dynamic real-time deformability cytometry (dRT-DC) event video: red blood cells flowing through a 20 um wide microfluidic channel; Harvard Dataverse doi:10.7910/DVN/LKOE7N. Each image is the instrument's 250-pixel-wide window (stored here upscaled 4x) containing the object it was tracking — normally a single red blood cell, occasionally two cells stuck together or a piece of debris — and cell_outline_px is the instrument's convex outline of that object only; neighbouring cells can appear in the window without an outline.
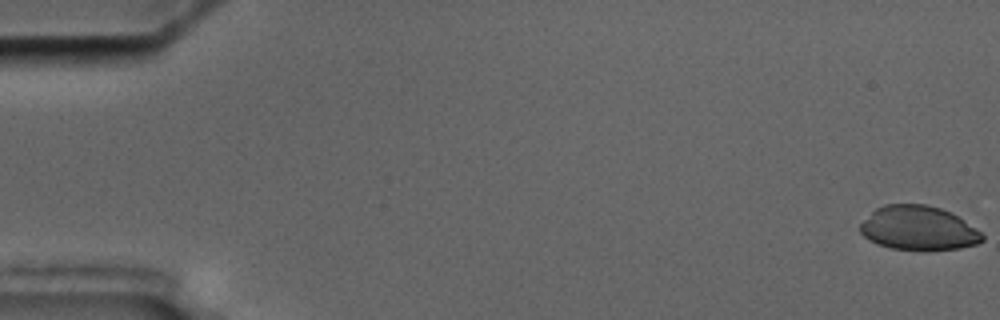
{"species": "common noctule bat (a hibernating species)", "species_latin": "Nyctalus noctula", "temperature_condition": "cold", "stored_images_in_passage": 58, "camera_frame_rate_fps": 3000, "um_per_image_px": 0.085, "animal": {"sex": "male", "body_mass_g": 17.5, "forearm_length_mm": 52.3}, "frame": {"image": 1, "passage_image": 1, "time_ms": 0.0, "image_size_px": [1000, 320], "cell_outline_px": [[984, 240], [976, 244], [960, 248], [924, 252], [892, 248], [876, 244], [868, 240], [860, 232], [860, 224], [876, 208], [884, 204], [924, 204], [940, 208], [952, 212], [964, 220], [980, 232], [984, 236]], "centroid_in_image_um": [78.07, 19.42], "position_along_channel_um": 6.9, "area_um2": 31.85}}
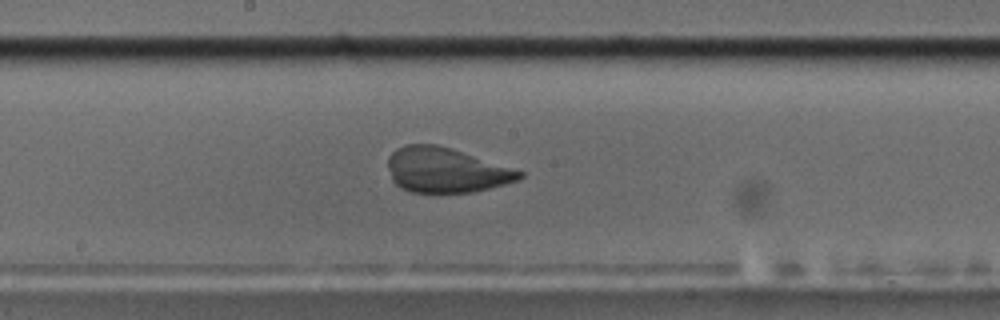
{"frame": {"image": 2, "passage_image": 31, "time_ms": 10.0, "image_size_px": [1000, 320], "cell_outline_px": [[524, 176], [520, 180], [472, 192], [412, 192], [400, 188], [392, 180], [388, 168], [388, 156], [396, 148], [404, 144], [436, 144], [452, 148], [524, 172]], "centroid_in_image_um": [37.88, 14.45], "position_along_channel_um": 210.3, "area_um2": 34.39}}
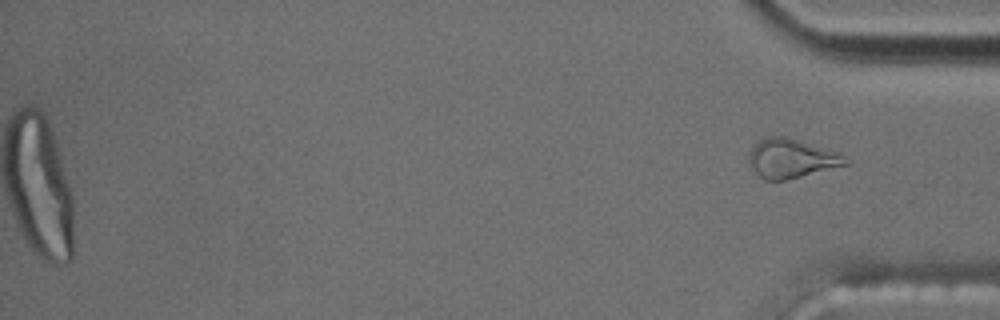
{"frame": {"image": 3, "passage_image": 58, "time_ms": 19.0, "image_size_px": [1000, 320], "cell_outline_px": [[852, 164], [784, 180], [764, 180], [752, 168], [748, 160], [748, 152], [752, 144], [764, 136], [784, 136], [840, 152], [852, 160]], "centroid_in_image_um": [67.3, 13.45], "position_along_channel_um": 367.9, "area_um2": 22.48}}